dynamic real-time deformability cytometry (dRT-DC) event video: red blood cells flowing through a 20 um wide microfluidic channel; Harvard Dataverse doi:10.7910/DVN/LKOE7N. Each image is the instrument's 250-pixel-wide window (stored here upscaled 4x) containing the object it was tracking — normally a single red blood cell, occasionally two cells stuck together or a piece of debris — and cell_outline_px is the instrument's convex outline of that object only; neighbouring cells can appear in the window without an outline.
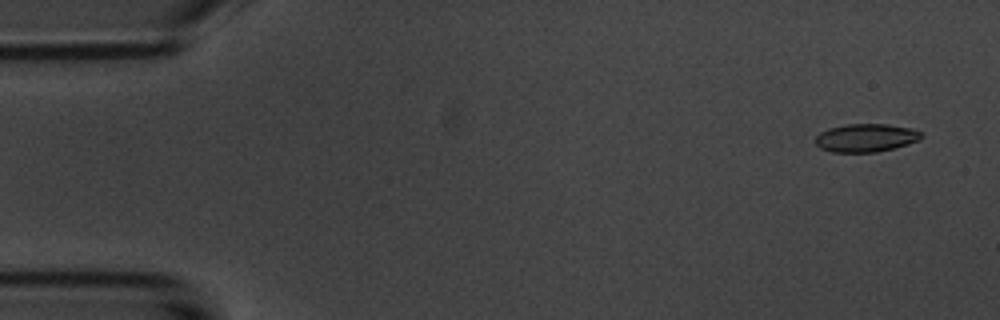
{"species": "common noctule bat (a hibernating species)", "species_latin": "Nyctalus noctula", "temperature_condition": "room temperature", "stored_images_in_passage": 3, "camera_frame_rate_fps": 3000, "um_per_image_px": 0.085, "animal": {"sex": "male", "body_mass_g": 20.1, "forearm_length_mm": 53.5}, "frame": {"image": 1, "passage_image": 1, "time_ms": 0.0, "image_size_px": [1000, 320], "cell_outline_px": [[924, 136], [920, 140], [908, 144], [876, 152], [832, 152], [820, 148], [816, 144], [816, 136], [820, 132], [828, 128], [844, 124], [888, 124], [912, 128], [920, 132]], "centroid_in_image_um": [73.6, 11.71], "position_along_channel_um": 11.4, "area_um2": 17.46}}